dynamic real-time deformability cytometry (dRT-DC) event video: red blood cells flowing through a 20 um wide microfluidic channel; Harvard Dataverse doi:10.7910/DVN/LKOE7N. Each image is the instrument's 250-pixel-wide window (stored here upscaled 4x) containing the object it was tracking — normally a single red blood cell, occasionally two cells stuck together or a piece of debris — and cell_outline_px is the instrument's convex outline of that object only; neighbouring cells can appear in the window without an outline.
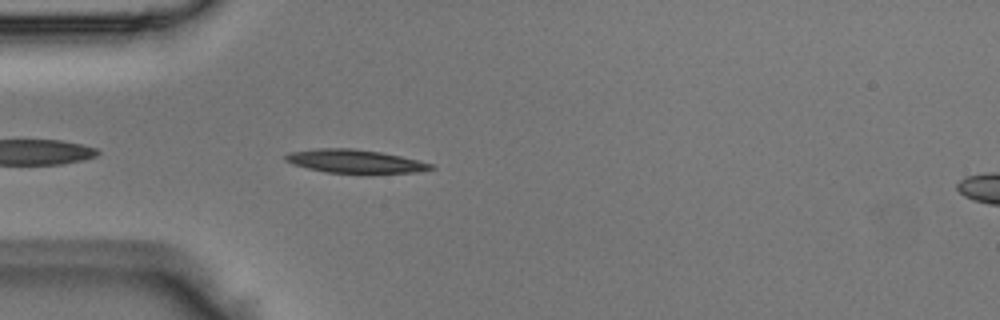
{"species": "Egyptian fruit bat (a non-hibernating species)", "species_latin": "Rousettus aegyptiacus", "temperature_condition": "room temperature", "stored_images_in_passage": 39, "camera_frame_rate_fps": 3000, "um_per_image_px": 0.085, "animal": {"sex": "male"}, "frame": {"image": 1, "passage_image": 3, "time_ms": 0.667, "image_size_px": [1000, 320], "cell_outline_px": [[436, 168], [416, 172], [324, 172], [292, 164], [284, 160], [284, 156], [288, 152], [316, 148], [352, 148], [380, 152], [400, 156], [432, 164]], "centroid_in_image_um": [30.09, 13.69], "position_along_channel_um": 54.9, "area_um2": 19.42}}
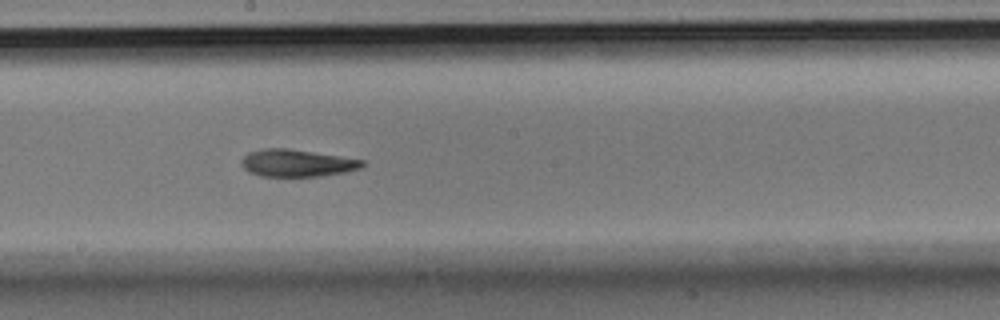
{"frame": {"image": 2, "passage_image": 16, "time_ms": 5.0, "image_size_px": [1000, 320], "cell_outline_px": [[364, 164], [360, 168], [348, 172], [320, 176], [260, 176], [248, 172], [240, 164], [240, 160], [248, 152], [264, 148], [288, 148], [340, 156], [364, 160]], "centroid_in_image_um": [25.21, 13.86], "position_along_channel_um": 223.0, "area_um2": 19.31}}
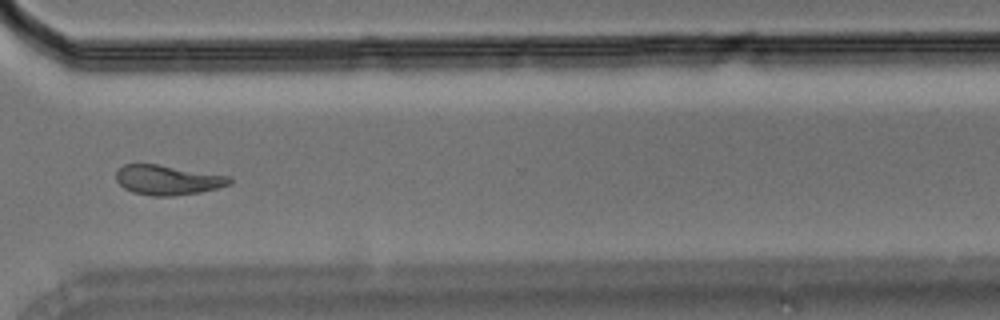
{"frame": {"image": 3, "passage_image": 26, "time_ms": 8.333, "image_size_px": [1000, 320], "cell_outline_px": [[232, 184], [200, 192], [172, 196], [152, 196], [132, 192], [124, 188], [116, 180], [116, 168], [124, 164], [156, 164], [232, 176]], "centroid_in_image_um": [14.25, 15.29], "position_along_channel_um": 356.4, "area_um2": 19.83}}